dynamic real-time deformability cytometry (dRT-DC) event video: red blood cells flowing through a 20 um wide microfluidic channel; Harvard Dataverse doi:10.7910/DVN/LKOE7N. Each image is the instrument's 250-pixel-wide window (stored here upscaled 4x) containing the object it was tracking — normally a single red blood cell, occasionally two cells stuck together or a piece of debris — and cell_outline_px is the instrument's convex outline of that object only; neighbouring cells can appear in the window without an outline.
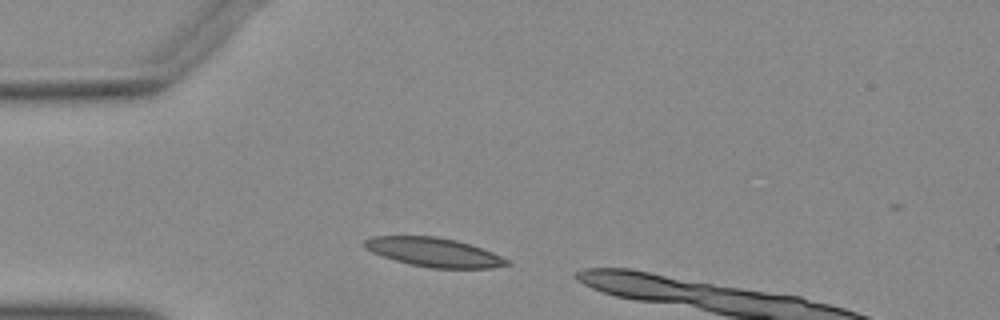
{"species": "Egyptian fruit bat (a non-hibernating species)", "species_latin": "Rousettus aegyptiacus", "temperature_condition": "warm", "stored_images_in_passage": 7, "camera_frame_rate_fps": 3000, "um_per_image_px": 0.085, "animal": {"sex": "female"}, "frame": {"image": 1, "passage_image": 1, "time_ms": 0.0, "image_size_px": [1000, 320], "cell_outline_px": [[512, 264], [488, 268], [432, 268], [408, 264], [372, 252], [364, 248], [364, 240], [372, 236], [436, 236], [456, 240], [492, 252], [508, 260]], "centroid_in_image_um": [36.86, 21.44], "position_along_channel_um": 48.1, "area_um2": 23.81}}
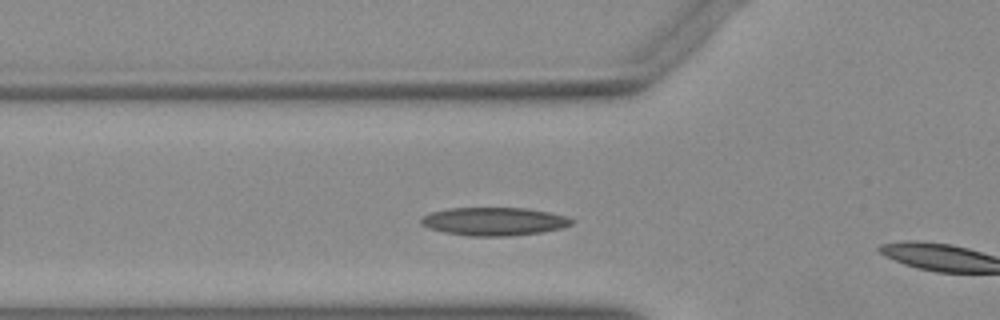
{"frame": {"image": 2, "passage_image": 5, "time_ms": 1.333, "image_size_px": [1000, 320], "cell_outline_px": [[572, 224], [560, 228], [540, 232], [508, 236], [468, 236], [444, 232], [428, 228], [420, 220], [424, 216], [432, 212], [448, 208], [524, 208], [548, 212], [568, 216], [572, 220]], "centroid_in_image_um": [41.99, 18.82], "position_along_channel_um": 83.8, "area_um2": 24.45}}